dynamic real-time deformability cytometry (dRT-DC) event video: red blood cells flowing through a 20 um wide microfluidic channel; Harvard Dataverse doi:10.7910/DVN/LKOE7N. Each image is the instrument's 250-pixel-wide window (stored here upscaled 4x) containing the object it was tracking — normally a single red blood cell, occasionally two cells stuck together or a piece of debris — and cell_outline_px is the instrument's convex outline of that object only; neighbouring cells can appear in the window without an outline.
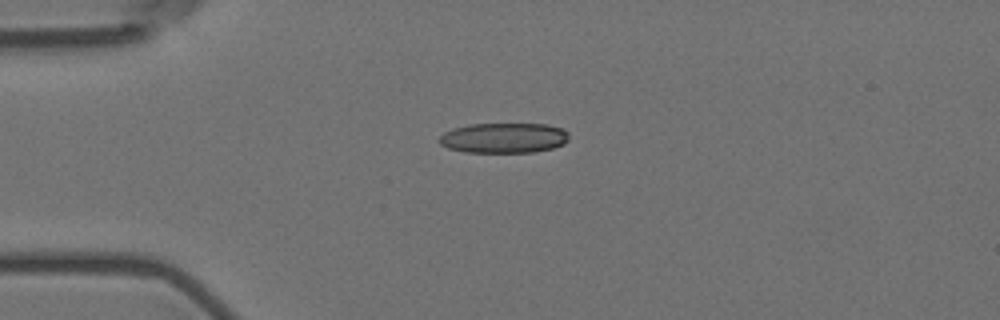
{"species": "Egyptian fruit bat (a non-hibernating species)", "species_latin": "Rousettus aegyptiacus", "temperature_condition": "room temperature", "stored_images_in_passage": 2, "camera_frame_rate_fps": 3000, "um_per_image_px": 0.085, "animal": {"sex": "female"}, "frame": {"image": 1, "passage_image": 1, "time_ms": 0.0, "image_size_px": [1000, 320], "cell_outline_px": [[568, 140], [564, 144], [552, 148], [532, 152], [464, 152], [448, 148], [440, 144], [440, 136], [444, 132], [452, 128], [468, 124], [548, 124], [564, 128], [568, 132]], "centroid_in_image_um": [42.84, 11.71], "position_along_channel_um": 42.2, "area_um2": 22.95}}